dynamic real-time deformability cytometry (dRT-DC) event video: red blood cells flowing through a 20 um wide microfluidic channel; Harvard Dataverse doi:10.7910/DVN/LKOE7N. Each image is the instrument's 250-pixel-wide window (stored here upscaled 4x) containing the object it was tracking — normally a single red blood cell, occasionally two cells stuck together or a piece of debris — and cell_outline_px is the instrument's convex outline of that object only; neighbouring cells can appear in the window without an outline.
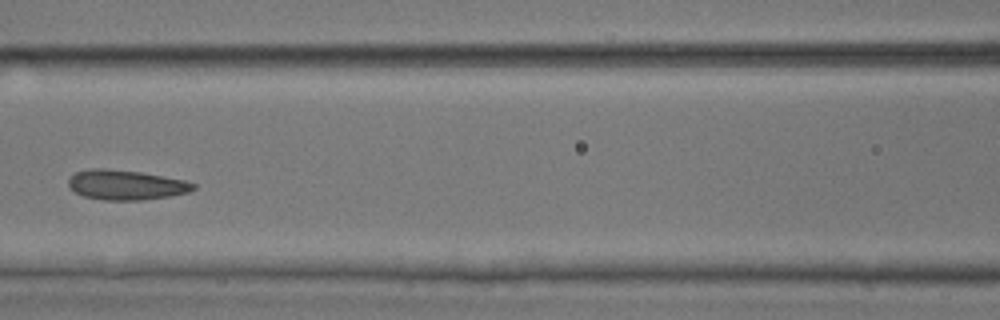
{"species": "common noctule bat (a hibernating species)", "species_latin": "Nyctalus noctula", "temperature_condition": "room temperature", "stored_images_in_passage": 8, "camera_frame_rate_fps": 3000, "um_per_image_px": 0.085, "animal": {"sex": "male", "body_mass_g": 17.9, "forearm_length_mm": 54.2}, "frame": {"image": 1, "passage_image": 6, "time_ms": 1.667, "image_size_px": [1000, 320], "cell_outline_px": [[196, 188], [188, 192], [168, 196], [144, 200], [104, 200], [84, 196], [68, 188], [68, 180], [76, 172], [92, 168], [104, 168], [140, 172], [184, 180], [196, 184]], "centroid_in_image_um": [10.69, 15.72], "position_along_channel_um": 155.9, "area_um2": 21.62}}
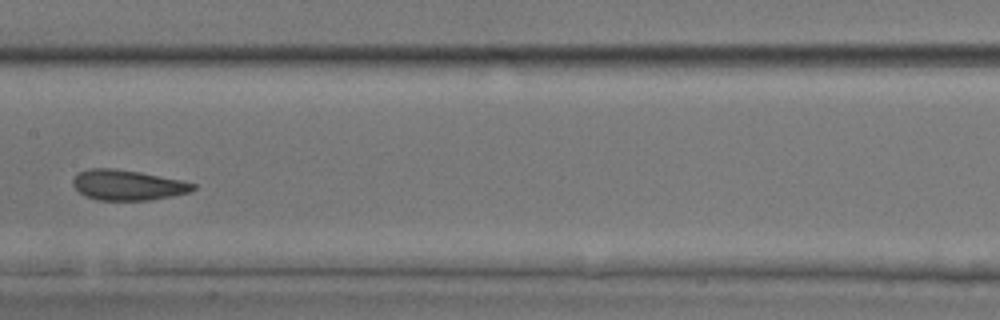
{"frame": {"image": 2, "passage_image": 7, "time_ms": 2.0, "image_size_px": [1000, 320], "cell_outline_px": [[196, 188], [192, 192], [172, 196], [148, 200], [96, 200], [84, 196], [72, 184], [72, 180], [80, 172], [88, 168], [116, 168], [140, 172], [180, 180], [196, 184]], "centroid_in_image_um": [10.85, 15.73], "position_along_channel_um": 196.5, "area_um2": 21.27}}